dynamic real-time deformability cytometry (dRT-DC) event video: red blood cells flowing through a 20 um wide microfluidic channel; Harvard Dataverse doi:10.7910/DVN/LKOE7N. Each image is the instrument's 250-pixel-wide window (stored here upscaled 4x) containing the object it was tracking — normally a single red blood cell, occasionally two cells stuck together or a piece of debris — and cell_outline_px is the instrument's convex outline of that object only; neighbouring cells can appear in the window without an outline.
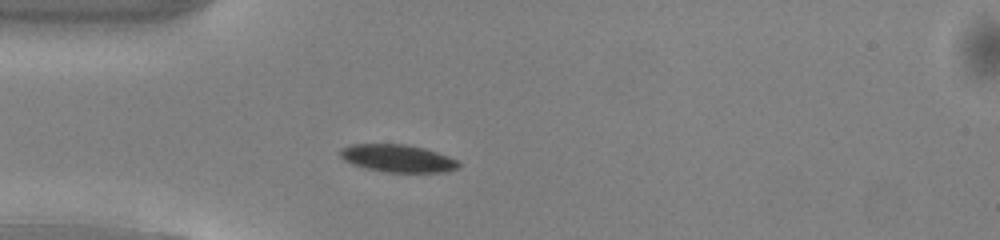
{"species": "common noctule bat (a hibernating species)", "species_latin": "Nyctalus noctula", "temperature_condition": "warm", "stored_images_in_passage": 46, "camera_frame_rate_fps": 3000, "um_per_image_px": 0.085, "animal": {"sex": "male", "body_mass_g": 13.0, "forearm_length_mm": 53.1}, "frame": {"image": 1, "passage_image": 10, "time_ms": 3.0, "image_size_px": [1000, 240], "cell_outline_px": [[460, 164], [456, 168], [444, 172], [388, 172], [364, 168], [352, 164], [344, 160], [340, 156], [340, 148], [352, 144], [408, 144], [424, 148], [448, 156], [456, 160]], "centroid_in_image_um": [33.76, 13.45], "position_along_channel_um": 51.2, "area_um2": 18.96}}
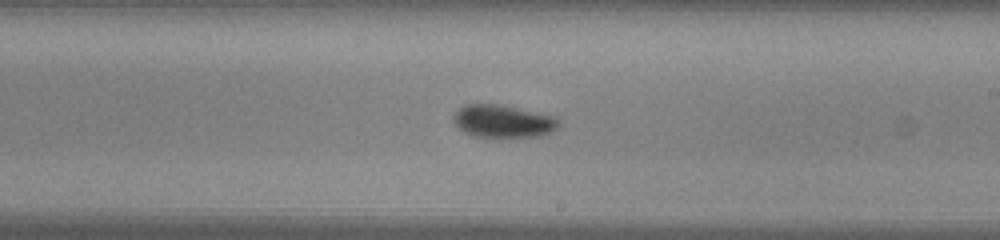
{"frame": {"image": 2, "passage_image": 25, "time_ms": 8.0, "image_size_px": [1000, 240], "cell_outline_px": [[560, 124], [552, 132], [544, 136], [512, 140], [496, 140], [472, 136], [464, 132], [452, 120], [456, 112], [464, 104], [496, 104], [552, 116]], "centroid_in_image_um": [42.75, 10.39], "position_along_channel_um": 246.3, "area_um2": 20.75}}
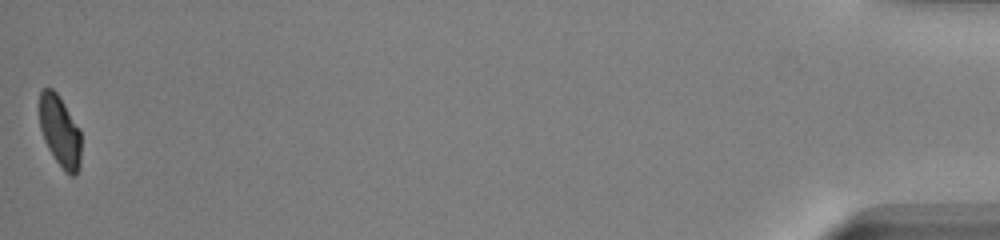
{"frame": {"image": 3, "passage_image": 46, "time_ms": 15.0, "image_size_px": [1000, 240], "cell_outline_px": [[80, 168], [76, 176], [72, 176], [64, 172], [48, 148], [44, 140], [40, 128], [40, 92], [44, 88], [52, 88], [60, 96], [80, 128]], "centroid_in_image_um": [5.11, 11.17], "position_along_channel_um": 430.1, "area_um2": 17.46}, "authors_computed_cell_mechanics": {"area_um2": 19.074, "velocity_mm_per_s": 4.0967, "shape_relaxation_time_tau1_ms": 1.7536, "shape_relaxation_time_tau2_ms": 3.0768, "deformation_change_tau1": 0.1208, "deformation_change_tau2": 0.0708}}